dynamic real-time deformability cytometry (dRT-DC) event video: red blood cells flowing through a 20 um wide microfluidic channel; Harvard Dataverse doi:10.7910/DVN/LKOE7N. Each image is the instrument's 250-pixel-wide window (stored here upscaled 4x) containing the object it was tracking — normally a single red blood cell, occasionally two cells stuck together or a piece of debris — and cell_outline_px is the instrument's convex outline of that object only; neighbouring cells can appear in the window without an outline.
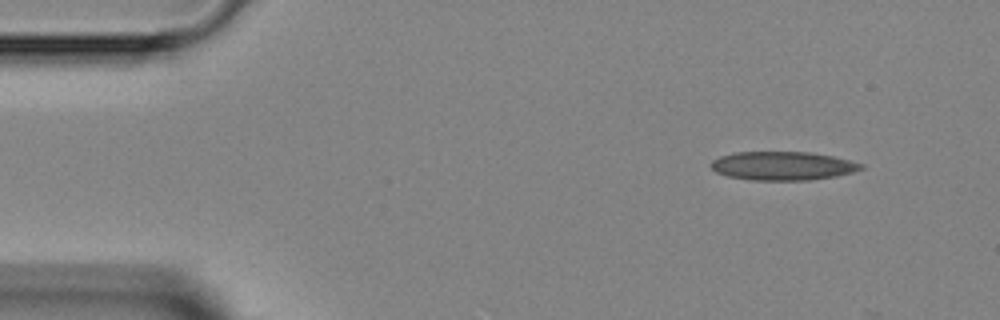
{"species": "Egyptian fruit bat (a non-hibernating species)", "species_latin": "Rousettus aegyptiacus", "temperature_condition": "room temperature", "stored_images_in_passage": 3, "camera_frame_rate_fps": 3000, "um_per_image_px": 0.085, "animal": {"sex": "female"}, "frame": {"image": 1, "passage_image": 1, "time_ms": 0.0, "image_size_px": [1000, 320], "cell_outline_px": [[864, 168], [852, 172], [836, 176], [808, 180], [752, 180], [728, 176], [716, 172], [712, 168], [712, 160], [720, 156], [736, 152], [808, 152], [832, 156], [864, 164]], "centroid_in_image_um": [66.53, 14.1], "position_along_channel_um": 18.5, "area_um2": 24.85}}